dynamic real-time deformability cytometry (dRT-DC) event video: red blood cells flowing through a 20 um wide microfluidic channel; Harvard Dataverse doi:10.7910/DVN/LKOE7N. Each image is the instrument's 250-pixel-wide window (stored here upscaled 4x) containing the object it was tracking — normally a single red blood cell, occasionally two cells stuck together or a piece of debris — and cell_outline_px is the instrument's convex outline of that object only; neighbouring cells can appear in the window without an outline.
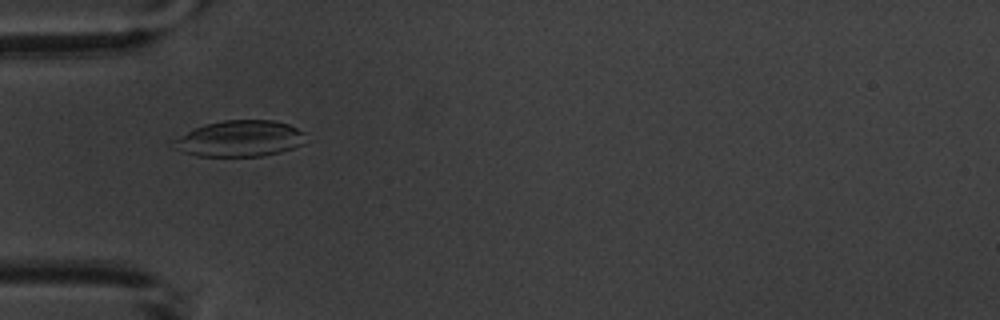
{"species": "common noctule bat (a hibernating species)", "species_latin": "Nyctalus noctula", "temperature_condition": "warm", "stored_images_in_passage": 6, "camera_frame_rate_fps": 3000, "um_per_image_px": 0.085, "animal": {"sex": "male", "body_mass_g": 20.1, "forearm_length_mm": 53.5}, "frame": {"image": 1, "passage_image": 5, "time_ms": 4.667, "image_size_px": [1000, 320], "cell_outline_px": [[308, 132], [304, 144], [280, 152], [264, 156], [196, 156], [184, 152], [176, 148], [172, 140], [204, 124], [224, 120], [272, 120], [288, 124]], "centroid_in_image_um": [20.46, 11.78], "position_along_channel_um": 64.5, "area_um2": 27.92}}